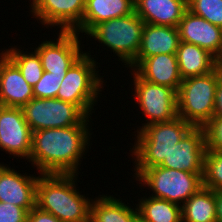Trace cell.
<instances>
[{
    "label": "cell",
    "mask_w": 222,
    "mask_h": 222,
    "mask_svg": "<svg viewBox=\"0 0 222 222\" xmlns=\"http://www.w3.org/2000/svg\"><path fill=\"white\" fill-rule=\"evenodd\" d=\"M135 203L140 222H182L181 206L168 200L149 196Z\"/></svg>",
    "instance_id": "cb8c5ba5"
},
{
    "label": "cell",
    "mask_w": 222,
    "mask_h": 222,
    "mask_svg": "<svg viewBox=\"0 0 222 222\" xmlns=\"http://www.w3.org/2000/svg\"><path fill=\"white\" fill-rule=\"evenodd\" d=\"M142 79L178 92L182 78L176 54H157L143 59L133 69Z\"/></svg>",
    "instance_id": "ac0fdd59"
},
{
    "label": "cell",
    "mask_w": 222,
    "mask_h": 222,
    "mask_svg": "<svg viewBox=\"0 0 222 222\" xmlns=\"http://www.w3.org/2000/svg\"><path fill=\"white\" fill-rule=\"evenodd\" d=\"M28 211L10 203L0 202V222H26Z\"/></svg>",
    "instance_id": "f546056e"
},
{
    "label": "cell",
    "mask_w": 222,
    "mask_h": 222,
    "mask_svg": "<svg viewBox=\"0 0 222 222\" xmlns=\"http://www.w3.org/2000/svg\"><path fill=\"white\" fill-rule=\"evenodd\" d=\"M134 95L133 99L138 103L142 115L145 116V123L137 127V131L144 126L155 123L168 122L178 116L177 113V92L167 86L157 85L142 79L133 69Z\"/></svg>",
    "instance_id": "ba28073f"
},
{
    "label": "cell",
    "mask_w": 222,
    "mask_h": 222,
    "mask_svg": "<svg viewBox=\"0 0 222 222\" xmlns=\"http://www.w3.org/2000/svg\"><path fill=\"white\" fill-rule=\"evenodd\" d=\"M39 176L21 174L0 163V202L23 207L28 212L36 206V185Z\"/></svg>",
    "instance_id": "5bb4252c"
},
{
    "label": "cell",
    "mask_w": 222,
    "mask_h": 222,
    "mask_svg": "<svg viewBox=\"0 0 222 222\" xmlns=\"http://www.w3.org/2000/svg\"><path fill=\"white\" fill-rule=\"evenodd\" d=\"M214 192L216 199V221L222 222V190Z\"/></svg>",
    "instance_id": "d6a6232c"
},
{
    "label": "cell",
    "mask_w": 222,
    "mask_h": 222,
    "mask_svg": "<svg viewBox=\"0 0 222 222\" xmlns=\"http://www.w3.org/2000/svg\"><path fill=\"white\" fill-rule=\"evenodd\" d=\"M182 222H217L215 192L201 187L181 206Z\"/></svg>",
    "instance_id": "603a6c76"
},
{
    "label": "cell",
    "mask_w": 222,
    "mask_h": 222,
    "mask_svg": "<svg viewBox=\"0 0 222 222\" xmlns=\"http://www.w3.org/2000/svg\"><path fill=\"white\" fill-rule=\"evenodd\" d=\"M34 98L33 87L24 79L19 68L0 53V106L23 107Z\"/></svg>",
    "instance_id": "2e32d148"
},
{
    "label": "cell",
    "mask_w": 222,
    "mask_h": 222,
    "mask_svg": "<svg viewBox=\"0 0 222 222\" xmlns=\"http://www.w3.org/2000/svg\"><path fill=\"white\" fill-rule=\"evenodd\" d=\"M89 118L71 127L33 131L27 162H32L38 174H79L81 159L92 137Z\"/></svg>",
    "instance_id": "6da1fadb"
},
{
    "label": "cell",
    "mask_w": 222,
    "mask_h": 222,
    "mask_svg": "<svg viewBox=\"0 0 222 222\" xmlns=\"http://www.w3.org/2000/svg\"><path fill=\"white\" fill-rule=\"evenodd\" d=\"M58 38L43 41L35 51L38 53L44 71L66 74L68 69L85 53L81 50L79 34L74 31H59Z\"/></svg>",
    "instance_id": "30bf717a"
},
{
    "label": "cell",
    "mask_w": 222,
    "mask_h": 222,
    "mask_svg": "<svg viewBox=\"0 0 222 222\" xmlns=\"http://www.w3.org/2000/svg\"><path fill=\"white\" fill-rule=\"evenodd\" d=\"M65 75L44 71L40 80L33 86L34 98H56Z\"/></svg>",
    "instance_id": "83f0119b"
},
{
    "label": "cell",
    "mask_w": 222,
    "mask_h": 222,
    "mask_svg": "<svg viewBox=\"0 0 222 222\" xmlns=\"http://www.w3.org/2000/svg\"><path fill=\"white\" fill-rule=\"evenodd\" d=\"M96 64V59L85 51L66 72L56 96L78 106L88 117H91L99 94H102L101 88H104V76L99 75Z\"/></svg>",
    "instance_id": "5b68a950"
},
{
    "label": "cell",
    "mask_w": 222,
    "mask_h": 222,
    "mask_svg": "<svg viewBox=\"0 0 222 222\" xmlns=\"http://www.w3.org/2000/svg\"><path fill=\"white\" fill-rule=\"evenodd\" d=\"M192 127L177 116L171 121L151 124L136 131L135 145L130 148L131 157L135 160L133 178L143 169L159 166Z\"/></svg>",
    "instance_id": "3957f363"
},
{
    "label": "cell",
    "mask_w": 222,
    "mask_h": 222,
    "mask_svg": "<svg viewBox=\"0 0 222 222\" xmlns=\"http://www.w3.org/2000/svg\"><path fill=\"white\" fill-rule=\"evenodd\" d=\"M17 46L2 51L20 70L24 79L30 86H34L42 77L44 72L40 57L34 50L24 52Z\"/></svg>",
    "instance_id": "d4e9b609"
},
{
    "label": "cell",
    "mask_w": 222,
    "mask_h": 222,
    "mask_svg": "<svg viewBox=\"0 0 222 222\" xmlns=\"http://www.w3.org/2000/svg\"><path fill=\"white\" fill-rule=\"evenodd\" d=\"M144 25L145 22L134 11L96 25L87 35L113 51L118 61L128 67L139 52Z\"/></svg>",
    "instance_id": "8992f818"
},
{
    "label": "cell",
    "mask_w": 222,
    "mask_h": 222,
    "mask_svg": "<svg viewBox=\"0 0 222 222\" xmlns=\"http://www.w3.org/2000/svg\"><path fill=\"white\" fill-rule=\"evenodd\" d=\"M206 149L204 128L192 127L175 144L168 157H165L159 166L191 173H203Z\"/></svg>",
    "instance_id": "4fadbf2b"
},
{
    "label": "cell",
    "mask_w": 222,
    "mask_h": 222,
    "mask_svg": "<svg viewBox=\"0 0 222 222\" xmlns=\"http://www.w3.org/2000/svg\"><path fill=\"white\" fill-rule=\"evenodd\" d=\"M180 41L195 44L222 61V28L187 10L178 24Z\"/></svg>",
    "instance_id": "9a60e30c"
},
{
    "label": "cell",
    "mask_w": 222,
    "mask_h": 222,
    "mask_svg": "<svg viewBox=\"0 0 222 222\" xmlns=\"http://www.w3.org/2000/svg\"><path fill=\"white\" fill-rule=\"evenodd\" d=\"M22 110L32 132L79 125L88 117L78 106L57 98H32Z\"/></svg>",
    "instance_id": "9c48e42d"
},
{
    "label": "cell",
    "mask_w": 222,
    "mask_h": 222,
    "mask_svg": "<svg viewBox=\"0 0 222 222\" xmlns=\"http://www.w3.org/2000/svg\"><path fill=\"white\" fill-rule=\"evenodd\" d=\"M188 10L222 28V0H188Z\"/></svg>",
    "instance_id": "4316f807"
},
{
    "label": "cell",
    "mask_w": 222,
    "mask_h": 222,
    "mask_svg": "<svg viewBox=\"0 0 222 222\" xmlns=\"http://www.w3.org/2000/svg\"><path fill=\"white\" fill-rule=\"evenodd\" d=\"M98 196L91 202L90 222H140L136 206H129L113 195Z\"/></svg>",
    "instance_id": "7402d4cb"
},
{
    "label": "cell",
    "mask_w": 222,
    "mask_h": 222,
    "mask_svg": "<svg viewBox=\"0 0 222 222\" xmlns=\"http://www.w3.org/2000/svg\"><path fill=\"white\" fill-rule=\"evenodd\" d=\"M202 186L213 191L222 190V152L206 150Z\"/></svg>",
    "instance_id": "484cf974"
},
{
    "label": "cell",
    "mask_w": 222,
    "mask_h": 222,
    "mask_svg": "<svg viewBox=\"0 0 222 222\" xmlns=\"http://www.w3.org/2000/svg\"><path fill=\"white\" fill-rule=\"evenodd\" d=\"M176 57L182 79L208 74L221 64L209 51L182 41L179 43Z\"/></svg>",
    "instance_id": "44dd1931"
},
{
    "label": "cell",
    "mask_w": 222,
    "mask_h": 222,
    "mask_svg": "<svg viewBox=\"0 0 222 222\" xmlns=\"http://www.w3.org/2000/svg\"><path fill=\"white\" fill-rule=\"evenodd\" d=\"M213 117L222 118V76L219 78V82L216 89L215 108Z\"/></svg>",
    "instance_id": "1f68e13d"
},
{
    "label": "cell",
    "mask_w": 222,
    "mask_h": 222,
    "mask_svg": "<svg viewBox=\"0 0 222 222\" xmlns=\"http://www.w3.org/2000/svg\"><path fill=\"white\" fill-rule=\"evenodd\" d=\"M26 222H61L53 214L40 210L37 206L28 212Z\"/></svg>",
    "instance_id": "4dcf8cb0"
},
{
    "label": "cell",
    "mask_w": 222,
    "mask_h": 222,
    "mask_svg": "<svg viewBox=\"0 0 222 222\" xmlns=\"http://www.w3.org/2000/svg\"><path fill=\"white\" fill-rule=\"evenodd\" d=\"M203 128L206 150L222 152V118L213 117Z\"/></svg>",
    "instance_id": "f1b7e54d"
},
{
    "label": "cell",
    "mask_w": 222,
    "mask_h": 222,
    "mask_svg": "<svg viewBox=\"0 0 222 222\" xmlns=\"http://www.w3.org/2000/svg\"><path fill=\"white\" fill-rule=\"evenodd\" d=\"M134 11V0H86L82 22L73 31L87 35L96 25Z\"/></svg>",
    "instance_id": "ffe728a7"
},
{
    "label": "cell",
    "mask_w": 222,
    "mask_h": 222,
    "mask_svg": "<svg viewBox=\"0 0 222 222\" xmlns=\"http://www.w3.org/2000/svg\"><path fill=\"white\" fill-rule=\"evenodd\" d=\"M221 64L208 74L182 79L177 92L178 116L193 127H204L214 115Z\"/></svg>",
    "instance_id": "277c9868"
},
{
    "label": "cell",
    "mask_w": 222,
    "mask_h": 222,
    "mask_svg": "<svg viewBox=\"0 0 222 222\" xmlns=\"http://www.w3.org/2000/svg\"><path fill=\"white\" fill-rule=\"evenodd\" d=\"M29 4L33 18L44 27L73 31L82 22L86 0H32Z\"/></svg>",
    "instance_id": "7c38bea8"
},
{
    "label": "cell",
    "mask_w": 222,
    "mask_h": 222,
    "mask_svg": "<svg viewBox=\"0 0 222 222\" xmlns=\"http://www.w3.org/2000/svg\"><path fill=\"white\" fill-rule=\"evenodd\" d=\"M0 150L29 160L32 131L21 107L0 106Z\"/></svg>",
    "instance_id": "8fae6325"
},
{
    "label": "cell",
    "mask_w": 222,
    "mask_h": 222,
    "mask_svg": "<svg viewBox=\"0 0 222 222\" xmlns=\"http://www.w3.org/2000/svg\"><path fill=\"white\" fill-rule=\"evenodd\" d=\"M180 43L177 27L145 23L136 59L127 67L134 69L143 59L157 54H176Z\"/></svg>",
    "instance_id": "e0dca14e"
},
{
    "label": "cell",
    "mask_w": 222,
    "mask_h": 222,
    "mask_svg": "<svg viewBox=\"0 0 222 222\" xmlns=\"http://www.w3.org/2000/svg\"><path fill=\"white\" fill-rule=\"evenodd\" d=\"M78 175L40 174L36 185V206L61 222H90L93 199L77 189Z\"/></svg>",
    "instance_id": "7a4b0ae2"
},
{
    "label": "cell",
    "mask_w": 222,
    "mask_h": 222,
    "mask_svg": "<svg viewBox=\"0 0 222 222\" xmlns=\"http://www.w3.org/2000/svg\"><path fill=\"white\" fill-rule=\"evenodd\" d=\"M135 13L147 24L178 27L188 0H134Z\"/></svg>",
    "instance_id": "d6986e66"
},
{
    "label": "cell",
    "mask_w": 222,
    "mask_h": 222,
    "mask_svg": "<svg viewBox=\"0 0 222 222\" xmlns=\"http://www.w3.org/2000/svg\"><path fill=\"white\" fill-rule=\"evenodd\" d=\"M202 175L203 173L154 166L143 169L134 178L139 181V186H147L153 192L149 196L182 206L202 187Z\"/></svg>",
    "instance_id": "52a82bcc"
}]
</instances>
